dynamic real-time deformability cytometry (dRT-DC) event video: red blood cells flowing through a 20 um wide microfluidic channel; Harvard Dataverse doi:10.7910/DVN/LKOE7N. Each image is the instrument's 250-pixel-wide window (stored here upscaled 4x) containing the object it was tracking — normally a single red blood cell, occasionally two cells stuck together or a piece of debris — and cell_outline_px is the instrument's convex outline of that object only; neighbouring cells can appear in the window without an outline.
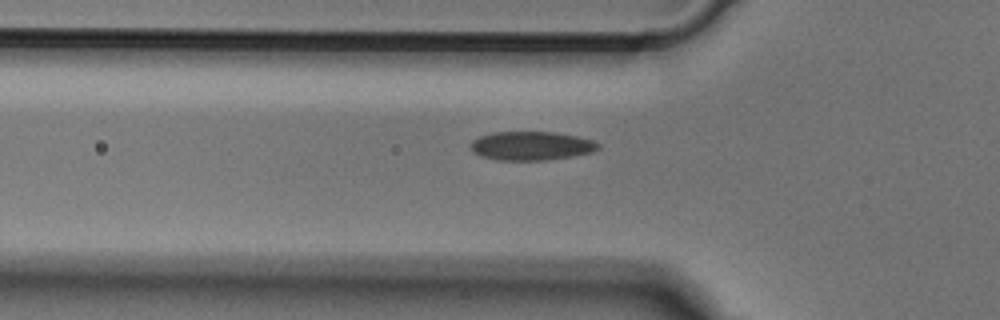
{"species": "Egyptian fruit bat (a non-hibernating species)", "species_latin": "Rousettus aegyptiacus", "temperature_condition": "cold", "stored_images_in_passage": 34, "camera_frame_rate_fps": 3000, "um_per_image_px": 0.085, "animal": {"sex": "male"}, "frame": {"image": 1, "passage_image": 2, "time_ms": 0.333, "image_size_px": [1000, 320], "cell_outline_px": [[600, 148], [592, 152], [572, 156], [544, 160], [496, 160], [480, 156], [472, 152], [472, 140], [480, 136], [492, 132], [556, 132], [576, 136], [592, 140], [600, 144]], "centroid_in_image_um": [45.15, 12.39], "position_along_channel_um": 80.6, "area_um2": 21.39}}
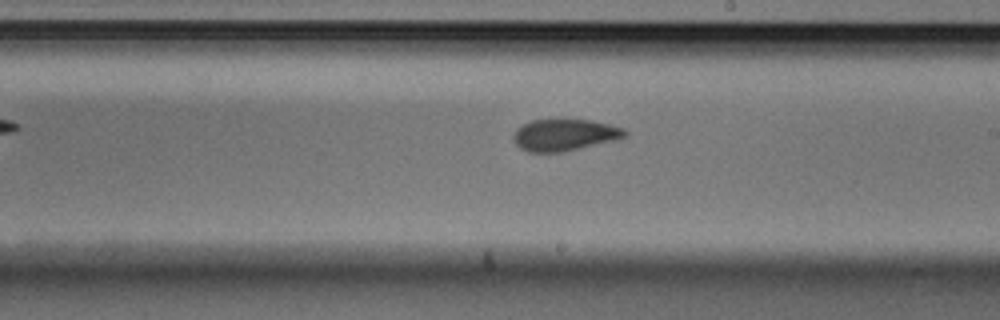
{"frame": {"image": 2, "passage_image": 14, "time_ms": 4.333, "image_size_px": [1000, 320], "cell_outline_px": [[628, 136], [616, 140], [560, 152], [528, 152], [520, 148], [512, 140], [512, 136], [516, 128], [532, 120], [560, 116], [592, 120], [624, 128], [628, 132]], "centroid_in_image_um": [47.97, 11.41], "position_along_channel_um": 241.0, "area_um2": 21.44}}
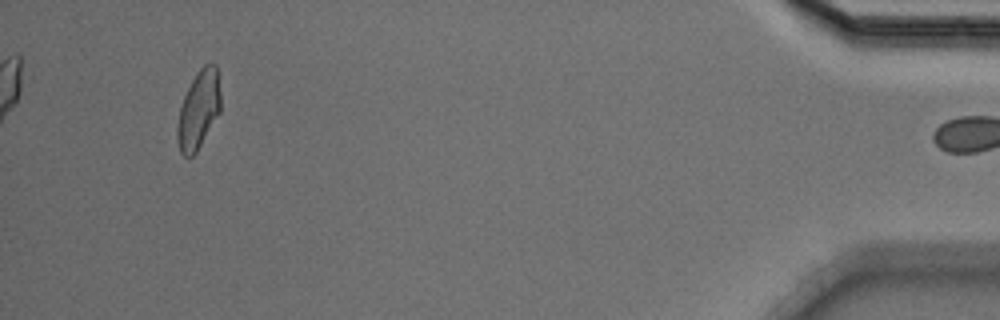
{"frame": {"image": 3, "passage_image": 33, "time_ms": 10.667, "image_size_px": [1000, 320], "cell_outline_px": [[220, 112], [196, 152], [192, 156], [184, 156], [180, 152], [176, 136], [176, 128], [180, 108], [184, 96], [196, 72], [204, 64], [216, 64], [220, 92]], "centroid_in_image_um": [16.87, 9.33], "position_along_channel_um": 418.3, "area_um2": 19.59}}